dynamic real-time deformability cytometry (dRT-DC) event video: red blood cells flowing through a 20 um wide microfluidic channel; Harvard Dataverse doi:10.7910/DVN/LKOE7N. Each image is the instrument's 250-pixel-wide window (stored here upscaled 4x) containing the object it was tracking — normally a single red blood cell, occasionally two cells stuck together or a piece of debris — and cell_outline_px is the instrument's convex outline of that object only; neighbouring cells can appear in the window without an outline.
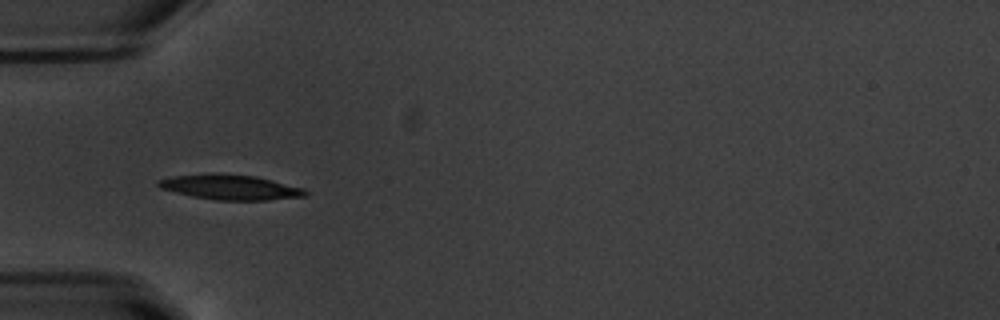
{"species": "common noctule bat (a hibernating species)", "species_latin": "Nyctalus noctula", "temperature_condition": "warm", "stored_images_in_passage": 37, "camera_frame_rate_fps": 3000, "um_per_image_px": 0.085, "animal": {"sex": "male", "body_mass_g": 20.1, "forearm_length_mm": 53.5}, "frame": {"image": 1, "passage_image": 1, "time_ms": 0.0, "image_size_px": [1000, 320], "cell_outline_px": [[308, 196], [268, 200], [216, 200], [192, 196], [160, 188], [156, 184], [156, 180], [172, 176], [212, 172], [216, 172], [256, 176], [304, 188], [308, 192]], "centroid_in_image_um": [19.56, 15.89], "position_along_channel_um": 65.4, "area_um2": 21.73}}
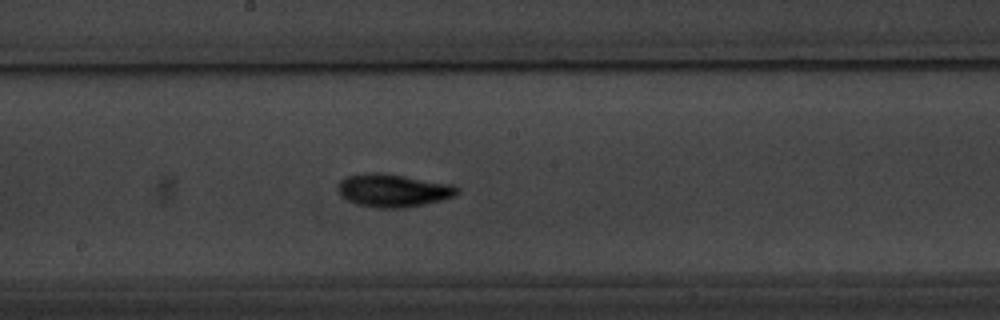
{"frame": {"image": 2, "passage_image": 13, "time_ms": 4.0, "image_size_px": [1000, 320], "cell_outline_px": [[460, 192], [456, 196], [444, 200], [404, 208], [376, 208], [356, 204], [348, 200], [340, 192], [340, 180], [348, 176], [364, 172], [384, 172], [452, 184], [460, 188]], "centroid_in_image_um": [33.49, 16.18], "position_along_channel_um": 214.7, "area_um2": 23.12}}
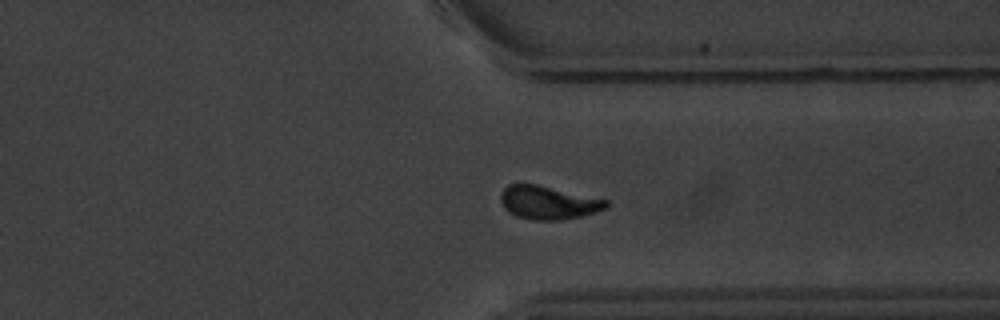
{"frame": {"image": 3, "passage_image": 25, "time_ms": 8.0, "image_size_px": [1000, 320], "cell_outline_px": [[608, 208], [596, 212], [580, 216], [560, 220], [532, 220], [516, 216], [508, 212], [504, 208], [500, 200], [500, 196], [504, 188], [508, 184], [536, 184], [608, 200]], "centroid_in_image_um": [46.59, 17.22], "position_along_channel_um": 364.8, "area_um2": 20.46}, "authors_computed_cell_mechanics": {"area_um2": 20.808, "velocity_mm_per_s": 3.7617, "shape_relaxation_time_tau1_ms": 2.9057, "shape_relaxation_time_tau2_ms": 2.6143, "deformation_change_tau1": 0.1525, "deformation_change_tau2": 0.088}}